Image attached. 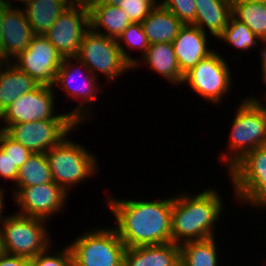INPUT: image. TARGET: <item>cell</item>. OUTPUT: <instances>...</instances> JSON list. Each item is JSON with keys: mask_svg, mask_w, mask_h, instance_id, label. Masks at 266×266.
Masks as SVG:
<instances>
[{"mask_svg": "<svg viewBox=\"0 0 266 266\" xmlns=\"http://www.w3.org/2000/svg\"><path fill=\"white\" fill-rule=\"evenodd\" d=\"M232 15L266 40V5L263 2H232Z\"/></svg>", "mask_w": 266, "mask_h": 266, "instance_id": "27", "label": "cell"}, {"mask_svg": "<svg viewBox=\"0 0 266 266\" xmlns=\"http://www.w3.org/2000/svg\"><path fill=\"white\" fill-rule=\"evenodd\" d=\"M206 33L193 24L183 25L173 40L176 61L184 75L201 59L206 58L214 50L207 47Z\"/></svg>", "mask_w": 266, "mask_h": 266, "instance_id": "17", "label": "cell"}, {"mask_svg": "<svg viewBox=\"0 0 266 266\" xmlns=\"http://www.w3.org/2000/svg\"><path fill=\"white\" fill-rule=\"evenodd\" d=\"M89 29V10L68 7L57 17L45 36L63 58H75L83 36Z\"/></svg>", "mask_w": 266, "mask_h": 266, "instance_id": "13", "label": "cell"}, {"mask_svg": "<svg viewBox=\"0 0 266 266\" xmlns=\"http://www.w3.org/2000/svg\"><path fill=\"white\" fill-rule=\"evenodd\" d=\"M3 63L4 61L2 60V57L0 56V67L2 66Z\"/></svg>", "mask_w": 266, "mask_h": 266, "instance_id": "42", "label": "cell"}, {"mask_svg": "<svg viewBox=\"0 0 266 266\" xmlns=\"http://www.w3.org/2000/svg\"><path fill=\"white\" fill-rule=\"evenodd\" d=\"M215 237L180 245V266H218Z\"/></svg>", "mask_w": 266, "mask_h": 266, "instance_id": "25", "label": "cell"}, {"mask_svg": "<svg viewBox=\"0 0 266 266\" xmlns=\"http://www.w3.org/2000/svg\"><path fill=\"white\" fill-rule=\"evenodd\" d=\"M123 266H180V245L169 242L126 248Z\"/></svg>", "mask_w": 266, "mask_h": 266, "instance_id": "18", "label": "cell"}, {"mask_svg": "<svg viewBox=\"0 0 266 266\" xmlns=\"http://www.w3.org/2000/svg\"><path fill=\"white\" fill-rule=\"evenodd\" d=\"M68 7H81L89 10L97 0H64Z\"/></svg>", "mask_w": 266, "mask_h": 266, "instance_id": "36", "label": "cell"}, {"mask_svg": "<svg viewBox=\"0 0 266 266\" xmlns=\"http://www.w3.org/2000/svg\"><path fill=\"white\" fill-rule=\"evenodd\" d=\"M0 266H32V260L5 253L0 257Z\"/></svg>", "mask_w": 266, "mask_h": 266, "instance_id": "35", "label": "cell"}, {"mask_svg": "<svg viewBox=\"0 0 266 266\" xmlns=\"http://www.w3.org/2000/svg\"><path fill=\"white\" fill-rule=\"evenodd\" d=\"M21 2H24L23 4H25L28 0H20Z\"/></svg>", "mask_w": 266, "mask_h": 266, "instance_id": "44", "label": "cell"}, {"mask_svg": "<svg viewBox=\"0 0 266 266\" xmlns=\"http://www.w3.org/2000/svg\"><path fill=\"white\" fill-rule=\"evenodd\" d=\"M222 203L216 190L209 188L195 196L186 193L174 196L171 211L172 242L181 245L214 237L213 226L215 228L214 224L223 210Z\"/></svg>", "mask_w": 266, "mask_h": 266, "instance_id": "2", "label": "cell"}, {"mask_svg": "<svg viewBox=\"0 0 266 266\" xmlns=\"http://www.w3.org/2000/svg\"><path fill=\"white\" fill-rule=\"evenodd\" d=\"M34 35L24 9L8 6L3 13L2 60L11 62L28 47Z\"/></svg>", "mask_w": 266, "mask_h": 266, "instance_id": "16", "label": "cell"}, {"mask_svg": "<svg viewBox=\"0 0 266 266\" xmlns=\"http://www.w3.org/2000/svg\"><path fill=\"white\" fill-rule=\"evenodd\" d=\"M77 126L73 119H45L13 124L4 132L33 153H46Z\"/></svg>", "mask_w": 266, "mask_h": 266, "instance_id": "10", "label": "cell"}, {"mask_svg": "<svg viewBox=\"0 0 266 266\" xmlns=\"http://www.w3.org/2000/svg\"><path fill=\"white\" fill-rule=\"evenodd\" d=\"M6 63L7 64L4 62L0 67V114L5 111L17 97L26 92L35 90L41 85L26 72L19 70L11 62ZM2 68H4V70Z\"/></svg>", "mask_w": 266, "mask_h": 266, "instance_id": "22", "label": "cell"}, {"mask_svg": "<svg viewBox=\"0 0 266 266\" xmlns=\"http://www.w3.org/2000/svg\"><path fill=\"white\" fill-rule=\"evenodd\" d=\"M52 174L45 153H32L19 169L16 187H29L52 182Z\"/></svg>", "mask_w": 266, "mask_h": 266, "instance_id": "26", "label": "cell"}, {"mask_svg": "<svg viewBox=\"0 0 266 266\" xmlns=\"http://www.w3.org/2000/svg\"><path fill=\"white\" fill-rule=\"evenodd\" d=\"M73 59L78 62V65L80 64L79 68L76 67V69H75L73 67L77 64V62L72 61ZM73 63H76V64L73 65ZM82 70L83 71L85 70L84 72H86L87 74L89 73L88 74L89 76L87 74H83V76H84L83 78H85V79L84 80L82 79V82L81 83L79 82L78 85L76 84L77 85L76 86L75 83L77 81H79L77 79L79 74H80L79 71H82ZM96 77H97V75H93L88 70V68L84 65V63L79 61L76 57L75 58H72V57L71 58H63L62 64L57 71L56 79H55V82L53 84V87H55V85L61 84V88L63 86L64 91L67 93V95L69 97L71 96L73 99H75V98L79 99V97H80L81 99H83V100H80L82 102H80V104L78 103V106L73 111H70L67 113L78 125L81 124L82 121H85V118L89 119L88 116L89 117L91 116V115H87V113H85L86 112L85 110H88V109L83 108V106L85 107L86 104L95 100V95L97 94V91H98V90H95V89H98V85L95 82L97 79ZM84 116H85V118H84Z\"/></svg>", "mask_w": 266, "mask_h": 266, "instance_id": "14", "label": "cell"}, {"mask_svg": "<svg viewBox=\"0 0 266 266\" xmlns=\"http://www.w3.org/2000/svg\"><path fill=\"white\" fill-rule=\"evenodd\" d=\"M0 148L6 155H9L13 164L20 169L32 155V151L15 142L4 131L0 130Z\"/></svg>", "mask_w": 266, "mask_h": 266, "instance_id": "30", "label": "cell"}, {"mask_svg": "<svg viewBox=\"0 0 266 266\" xmlns=\"http://www.w3.org/2000/svg\"><path fill=\"white\" fill-rule=\"evenodd\" d=\"M141 25L149 43L156 44L172 43L184 24L159 1Z\"/></svg>", "mask_w": 266, "mask_h": 266, "instance_id": "19", "label": "cell"}, {"mask_svg": "<svg viewBox=\"0 0 266 266\" xmlns=\"http://www.w3.org/2000/svg\"><path fill=\"white\" fill-rule=\"evenodd\" d=\"M107 199L117 221L115 230L126 248L172 242L173 197L161 201Z\"/></svg>", "mask_w": 266, "mask_h": 266, "instance_id": "1", "label": "cell"}, {"mask_svg": "<svg viewBox=\"0 0 266 266\" xmlns=\"http://www.w3.org/2000/svg\"><path fill=\"white\" fill-rule=\"evenodd\" d=\"M229 71L227 61L215 51L186 72L182 83L208 102L218 104L231 87Z\"/></svg>", "mask_w": 266, "mask_h": 266, "instance_id": "9", "label": "cell"}, {"mask_svg": "<svg viewBox=\"0 0 266 266\" xmlns=\"http://www.w3.org/2000/svg\"><path fill=\"white\" fill-rule=\"evenodd\" d=\"M217 39H221L223 42L229 43L237 49L239 48L244 51H248L253 45L257 46V39L262 41L244 22L236 19L233 15H231L227 27Z\"/></svg>", "mask_w": 266, "mask_h": 266, "instance_id": "28", "label": "cell"}, {"mask_svg": "<svg viewBox=\"0 0 266 266\" xmlns=\"http://www.w3.org/2000/svg\"><path fill=\"white\" fill-rule=\"evenodd\" d=\"M262 43L264 44L265 43V48L264 49H261V60H262V63H261V70H262V75H263V81H265L266 83V40H262Z\"/></svg>", "mask_w": 266, "mask_h": 266, "instance_id": "38", "label": "cell"}, {"mask_svg": "<svg viewBox=\"0 0 266 266\" xmlns=\"http://www.w3.org/2000/svg\"><path fill=\"white\" fill-rule=\"evenodd\" d=\"M13 195L21 208V212L17 214L47 221L64 207L69 194L52 181L42 185L18 187Z\"/></svg>", "mask_w": 266, "mask_h": 266, "instance_id": "15", "label": "cell"}, {"mask_svg": "<svg viewBox=\"0 0 266 266\" xmlns=\"http://www.w3.org/2000/svg\"><path fill=\"white\" fill-rule=\"evenodd\" d=\"M19 169L0 148V176L16 183Z\"/></svg>", "mask_w": 266, "mask_h": 266, "instance_id": "34", "label": "cell"}, {"mask_svg": "<svg viewBox=\"0 0 266 266\" xmlns=\"http://www.w3.org/2000/svg\"><path fill=\"white\" fill-rule=\"evenodd\" d=\"M73 241V266H123L126 246L114 227L96 228Z\"/></svg>", "mask_w": 266, "mask_h": 266, "instance_id": "6", "label": "cell"}, {"mask_svg": "<svg viewBox=\"0 0 266 266\" xmlns=\"http://www.w3.org/2000/svg\"><path fill=\"white\" fill-rule=\"evenodd\" d=\"M44 222L46 220L17 213L7 216L0 225L6 253L32 260L50 247Z\"/></svg>", "mask_w": 266, "mask_h": 266, "instance_id": "7", "label": "cell"}, {"mask_svg": "<svg viewBox=\"0 0 266 266\" xmlns=\"http://www.w3.org/2000/svg\"><path fill=\"white\" fill-rule=\"evenodd\" d=\"M236 197L255 207L266 206V145L246 153L229 170Z\"/></svg>", "mask_w": 266, "mask_h": 266, "instance_id": "8", "label": "cell"}, {"mask_svg": "<svg viewBox=\"0 0 266 266\" xmlns=\"http://www.w3.org/2000/svg\"><path fill=\"white\" fill-rule=\"evenodd\" d=\"M231 2H262V0H231Z\"/></svg>", "mask_w": 266, "mask_h": 266, "instance_id": "41", "label": "cell"}, {"mask_svg": "<svg viewBox=\"0 0 266 266\" xmlns=\"http://www.w3.org/2000/svg\"><path fill=\"white\" fill-rule=\"evenodd\" d=\"M161 4L171 11L184 25H194L196 16L195 0H161Z\"/></svg>", "mask_w": 266, "mask_h": 266, "instance_id": "31", "label": "cell"}, {"mask_svg": "<svg viewBox=\"0 0 266 266\" xmlns=\"http://www.w3.org/2000/svg\"><path fill=\"white\" fill-rule=\"evenodd\" d=\"M76 58L83 62L93 75L99 71L98 73L101 72L112 82L129 68L133 70L140 64L129 56L116 39L95 33L91 29L84 34Z\"/></svg>", "mask_w": 266, "mask_h": 266, "instance_id": "4", "label": "cell"}, {"mask_svg": "<svg viewBox=\"0 0 266 266\" xmlns=\"http://www.w3.org/2000/svg\"><path fill=\"white\" fill-rule=\"evenodd\" d=\"M128 45V49H139L144 55L150 45L141 23H131L117 40ZM125 42V43H124Z\"/></svg>", "mask_w": 266, "mask_h": 266, "instance_id": "32", "label": "cell"}, {"mask_svg": "<svg viewBox=\"0 0 266 266\" xmlns=\"http://www.w3.org/2000/svg\"><path fill=\"white\" fill-rule=\"evenodd\" d=\"M24 6L35 35H45L57 17L68 8L64 0H28Z\"/></svg>", "mask_w": 266, "mask_h": 266, "instance_id": "24", "label": "cell"}, {"mask_svg": "<svg viewBox=\"0 0 266 266\" xmlns=\"http://www.w3.org/2000/svg\"><path fill=\"white\" fill-rule=\"evenodd\" d=\"M3 194H4V193H0V219H1V220H0V225L2 224L1 222H3V221L6 219V217H3V218H2V213H3L2 210H3V207H4V206H3V205H4V204H3V200H4V199H3Z\"/></svg>", "mask_w": 266, "mask_h": 266, "instance_id": "39", "label": "cell"}, {"mask_svg": "<svg viewBox=\"0 0 266 266\" xmlns=\"http://www.w3.org/2000/svg\"><path fill=\"white\" fill-rule=\"evenodd\" d=\"M65 137L58 145L46 152L53 182L67 194L71 186L98 173L96 158L81 144Z\"/></svg>", "mask_w": 266, "mask_h": 266, "instance_id": "5", "label": "cell"}, {"mask_svg": "<svg viewBox=\"0 0 266 266\" xmlns=\"http://www.w3.org/2000/svg\"><path fill=\"white\" fill-rule=\"evenodd\" d=\"M5 253H6V251H5L4 242H3V238H2V231L0 228V257L2 255H4Z\"/></svg>", "mask_w": 266, "mask_h": 266, "instance_id": "40", "label": "cell"}, {"mask_svg": "<svg viewBox=\"0 0 266 266\" xmlns=\"http://www.w3.org/2000/svg\"><path fill=\"white\" fill-rule=\"evenodd\" d=\"M196 16L194 25L203 32L207 26L213 37L218 38L232 15V2L227 0H195Z\"/></svg>", "mask_w": 266, "mask_h": 266, "instance_id": "21", "label": "cell"}, {"mask_svg": "<svg viewBox=\"0 0 266 266\" xmlns=\"http://www.w3.org/2000/svg\"><path fill=\"white\" fill-rule=\"evenodd\" d=\"M89 24L93 32L118 40L131 22L120 7L97 0L89 9ZM102 27L107 33L99 31Z\"/></svg>", "mask_w": 266, "mask_h": 266, "instance_id": "20", "label": "cell"}, {"mask_svg": "<svg viewBox=\"0 0 266 266\" xmlns=\"http://www.w3.org/2000/svg\"><path fill=\"white\" fill-rule=\"evenodd\" d=\"M104 4L120 7L131 23H141L157 5V0H101Z\"/></svg>", "mask_w": 266, "mask_h": 266, "instance_id": "29", "label": "cell"}, {"mask_svg": "<svg viewBox=\"0 0 266 266\" xmlns=\"http://www.w3.org/2000/svg\"><path fill=\"white\" fill-rule=\"evenodd\" d=\"M3 192H6V190L0 188V193H3Z\"/></svg>", "mask_w": 266, "mask_h": 266, "instance_id": "43", "label": "cell"}, {"mask_svg": "<svg viewBox=\"0 0 266 266\" xmlns=\"http://www.w3.org/2000/svg\"><path fill=\"white\" fill-rule=\"evenodd\" d=\"M63 57L45 35H34L28 47L13 64L41 85L53 86Z\"/></svg>", "mask_w": 266, "mask_h": 266, "instance_id": "12", "label": "cell"}, {"mask_svg": "<svg viewBox=\"0 0 266 266\" xmlns=\"http://www.w3.org/2000/svg\"><path fill=\"white\" fill-rule=\"evenodd\" d=\"M53 86L40 85L35 90L26 92L17 97L8 108L0 114V120H4L5 131L10 125L39 121L45 119H72L67 113L54 115Z\"/></svg>", "mask_w": 266, "mask_h": 266, "instance_id": "11", "label": "cell"}, {"mask_svg": "<svg viewBox=\"0 0 266 266\" xmlns=\"http://www.w3.org/2000/svg\"><path fill=\"white\" fill-rule=\"evenodd\" d=\"M141 61L170 83L176 85L183 82L184 75L179 69L172 43L150 44Z\"/></svg>", "mask_w": 266, "mask_h": 266, "instance_id": "23", "label": "cell"}, {"mask_svg": "<svg viewBox=\"0 0 266 266\" xmlns=\"http://www.w3.org/2000/svg\"><path fill=\"white\" fill-rule=\"evenodd\" d=\"M11 3L9 0H0V56L2 57V23H3V13L4 10L11 6Z\"/></svg>", "mask_w": 266, "mask_h": 266, "instance_id": "37", "label": "cell"}, {"mask_svg": "<svg viewBox=\"0 0 266 266\" xmlns=\"http://www.w3.org/2000/svg\"><path fill=\"white\" fill-rule=\"evenodd\" d=\"M257 99L246 98L236 111L229 135L232 155H222V159L228 162V170L246 153L266 145V104Z\"/></svg>", "mask_w": 266, "mask_h": 266, "instance_id": "3", "label": "cell"}, {"mask_svg": "<svg viewBox=\"0 0 266 266\" xmlns=\"http://www.w3.org/2000/svg\"><path fill=\"white\" fill-rule=\"evenodd\" d=\"M48 251H50L49 247L36 255L32 259V266H73V256L69 246L51 256L47 253Z\"/></svg>", "mask_w": 266, "mask_h": 266, "instance_id": "33", "label": "cell"}]
</instances>
